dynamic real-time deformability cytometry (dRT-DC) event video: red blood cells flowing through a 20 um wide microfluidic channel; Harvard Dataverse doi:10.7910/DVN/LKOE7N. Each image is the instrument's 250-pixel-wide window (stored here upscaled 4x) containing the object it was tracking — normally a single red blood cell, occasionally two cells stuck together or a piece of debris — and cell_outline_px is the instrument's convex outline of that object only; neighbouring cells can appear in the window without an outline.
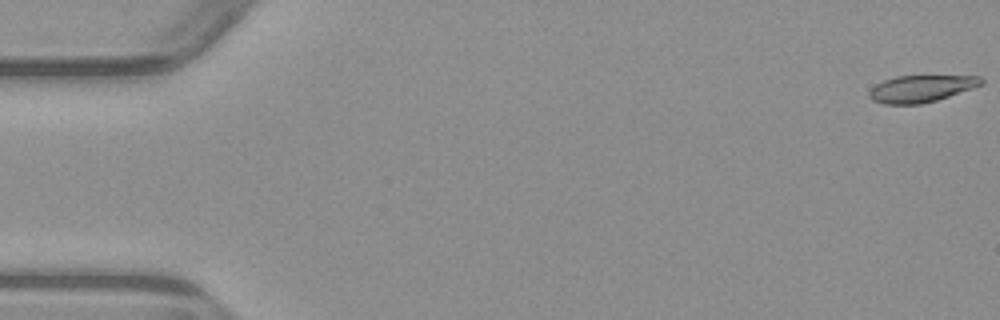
{"species": "common noctule bat (a hibernating species)", "species_latin": "Nyctalus noctula", "temperature_condition": "warm", "stored_images_in_passage": 5, "camera_frame_rate_fps": 3000, "um_per_image_px": 0.085, "animal": {"sex": "male", "body_mass_g": 23.1, "forearm_length_mm": 52.7}, "frame": {"image": 1, "passage_image": 1, "time_ms": 0.0, "image_size_px": [1000, 320], "cell_outline_px": [[984, 84], [936, 100], [920, 104], [884, 104], [872, 100], [868, 96], [868, 92], [876, 84], [884, 80], [896, 76], [980, 76], [984, 80]], "centroid_in_image_um": [78.28, 7.53], "position_along_channel_um": 6.7, "area_um2": 17.46}}
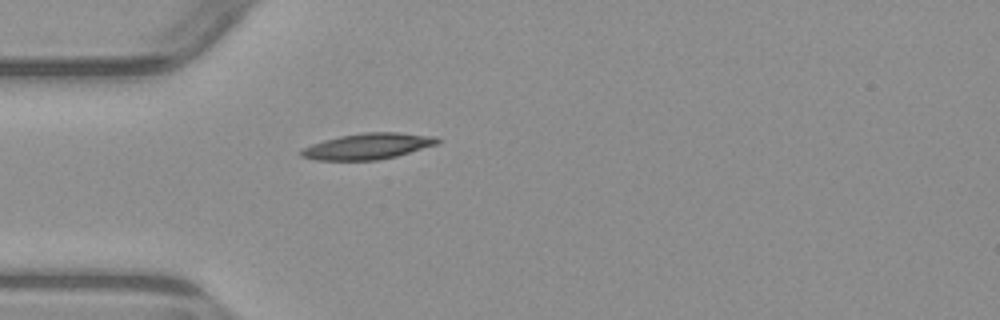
{"frame": {"image": 2, "passage_image": 5, "time_ms": 5.0, "image_size_px": [1000, 320], "cell_outline_px": [[440, 140], [436, 144], [396, 156], [376, 160], [316, 160], [300, 156], [300, 148], [324, 140], [340, 136], [364, 132], [400, 132], [436, 136]], "centroid_in_image_um": [31.23, 12.42], "position_along_channel_um": 53.8, "area_um2": 20.58}}